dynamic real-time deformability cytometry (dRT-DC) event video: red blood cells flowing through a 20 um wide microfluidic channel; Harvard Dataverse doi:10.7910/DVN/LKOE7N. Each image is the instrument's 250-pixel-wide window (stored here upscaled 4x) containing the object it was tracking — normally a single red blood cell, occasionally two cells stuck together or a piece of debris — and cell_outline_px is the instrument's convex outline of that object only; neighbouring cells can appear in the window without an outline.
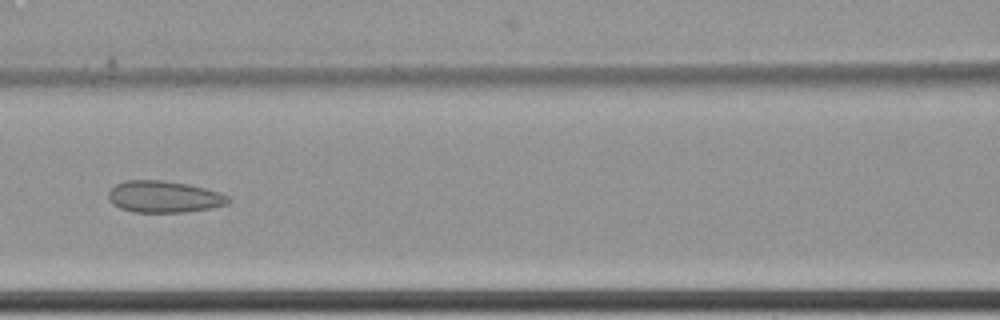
{"species": "common noctule bat (a hibernating species)", "species_latin": "Nyctalus noctula", "temperature_condition": "cold", "stored_images_in_passage": 12, "camera_frame_rate_fps": 3000, "um_per_image_px": 0.085, "animal": {"sex": "female", "body_mass_g": 22.7, "forearm_length_mm": 54.2}, "frame": {"image": 1, "passage_image": 9, "time_ms": 2.667, "image_size_px": [1000, 320], "cell_outline_px": [[232, 200], [228, 204], [208, 208], [184, 212], [136, 212], [120, 208], [112, 204], [108, 200], [108, 192], [116, 184], [124, 180], [164, 180], [188, 184], [220, 192], [228, 196]], "centroid_in_image_um": [13.92, 16.71], "position_along_channel_um": 152.7, "area_um2": 22.2}}
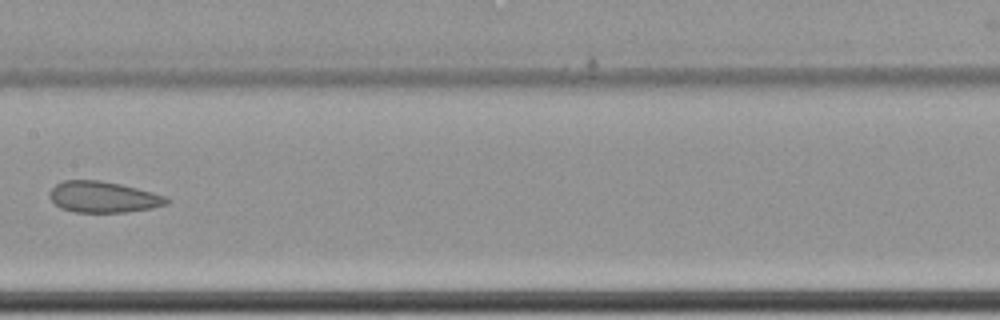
{"frame": {"image": 2, "passage_image": 10, "time_ms": 3.0, "image_size_px": [1000, 320], "cell_outline_px": [[168, 204], [152, 208], [128, 212], [76, 212], [60, 208], [48, 196], [48, 192], [56, 184], [64, 180], [100, 180], [120, 184], [152, 192], [164, 196], [168, 200]], "centroid_in_image_um": [8.74, 16.74], "position_along_channel_um": 198.7, "area_um2": 21.15}}
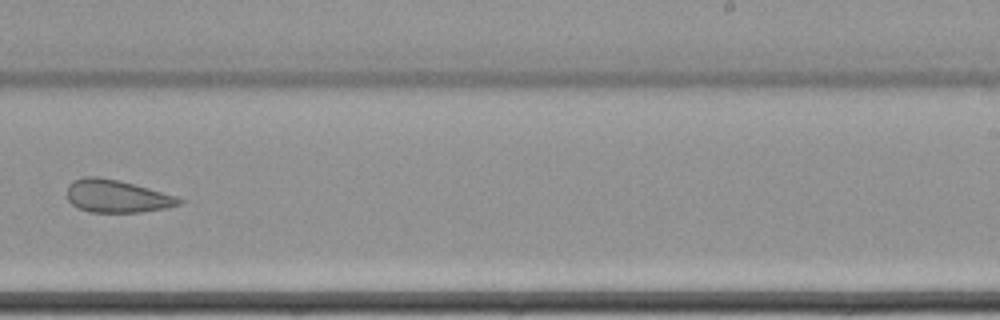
{"frame": {"image": 3, "passage_image": 12, "time_ms": 3.667, "image_size_px": [1000, 320], "cell_outline_px": [[184, 200], [180, 204], [164, 208], [140, 212], [88, 212], [72, 204], [68, 200], [68, 184], [72, 180], [84, 176], [100, 176], [120, 180], [176, 196]], "centroid_in_image_um": [9.9, 16.66], "position_along_channel_um": 279.1, "area_um2": 21.33}}